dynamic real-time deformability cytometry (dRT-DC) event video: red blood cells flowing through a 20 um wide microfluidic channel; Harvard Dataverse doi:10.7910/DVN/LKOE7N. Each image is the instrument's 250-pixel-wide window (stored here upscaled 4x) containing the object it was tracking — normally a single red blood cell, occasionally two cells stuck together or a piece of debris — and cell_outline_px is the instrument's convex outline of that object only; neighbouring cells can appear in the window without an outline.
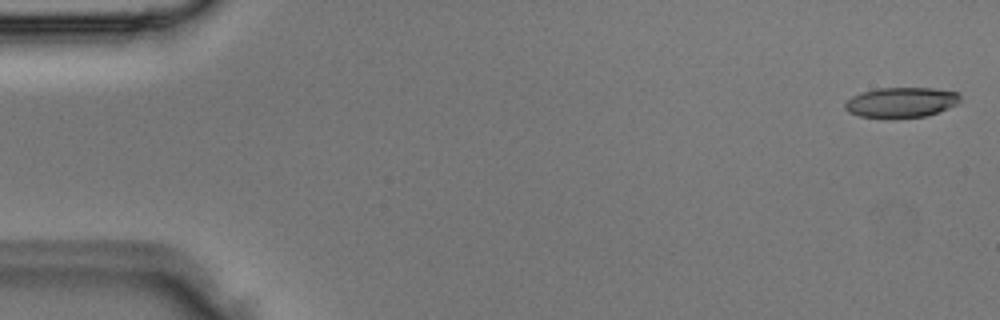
{"species": "Egyptian fruit bat (a non-hibernating species)", "species_latin": "Rousettus aegyptiacus", "temperature_condition": "room temperature", "stored_images_in_passage": 4, "camera_frame_rate_fps": 3000, "um_per_image_px": 0.085, "animal": {"sex": "male"}, "frame": {"image": 1, "passage_image": 1, "time_ms": 0.0, "image_size_px": [1000, 320], "cell_outline_px": [[960, 100], [956, 104], [948, 108], [928, 116], [892, 120], [860, 116], [848, 112], [844, 108], [844, 104], [852, 96], [860, 92], [876, 88], [932, 88], [960, 92]], "centroid_in_image_um": [76.58, 8.73], "position_along_channel_um": 8.4, "area_um2": 20.87}}